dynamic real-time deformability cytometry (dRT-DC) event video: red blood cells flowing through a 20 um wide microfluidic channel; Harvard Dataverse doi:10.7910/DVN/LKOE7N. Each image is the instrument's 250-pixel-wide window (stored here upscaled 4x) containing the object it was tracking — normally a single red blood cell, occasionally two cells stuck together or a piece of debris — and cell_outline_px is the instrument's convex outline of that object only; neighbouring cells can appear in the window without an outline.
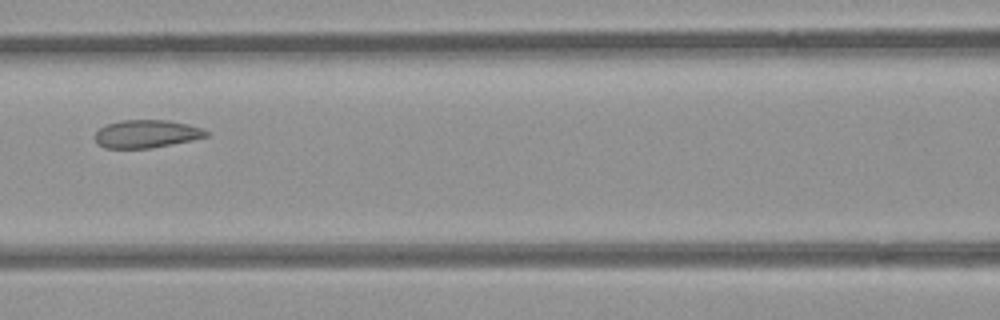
{"species": "common noctule bat (a hibernating species)", "species_latin": "Nyctalus noctula", "temperature_condition": "room temperature", "stored_images_in_passage": 7, "camera_frame_rate_fps": 3000, "um_per_image_px": 0.085, "animal": {"sex": "female", "body_mass_g": 21.9}, "frame": {"image": 1, "passage_image": 7, "time_ms": 6.667, "image_size_px": [1000, 320], "cell_outline_px": [[208, 136], [192, 140], [148, 148], [104, 148], [96, 144], [96, 132], [100, 128], [108, 124], [120, 120], [168, 120], [188, 124], [200, 128], [208, 132]], "centroid_in_image_um": [12.43, 11.38], "position_along_channel_um": 154.2, "area_um2": 17.92}}